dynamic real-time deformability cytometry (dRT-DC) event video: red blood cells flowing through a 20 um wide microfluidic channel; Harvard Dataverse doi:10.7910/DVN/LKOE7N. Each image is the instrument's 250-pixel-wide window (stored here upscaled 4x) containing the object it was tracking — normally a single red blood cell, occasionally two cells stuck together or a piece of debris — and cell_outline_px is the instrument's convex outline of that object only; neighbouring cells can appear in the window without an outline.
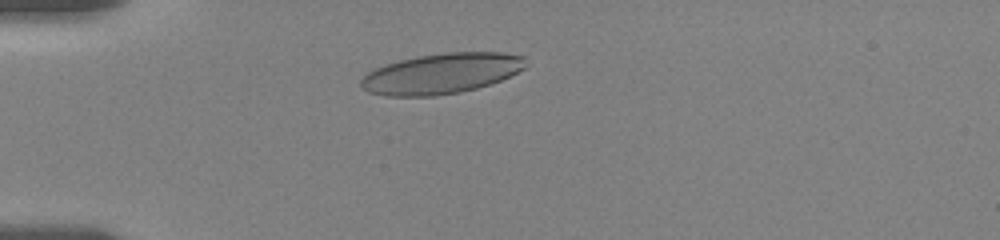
{"species": "human", "species_latin": "Homo sapiens", "temperature_condition": "room temperature", "stored_images_in_passage": 45, "camera_frame_rate_fps": 3000, "um_per_image_px": 0.085, "donor": {"sex": "female"}, "frame": {"image": 1, "passage_image": 9, "time_ms": 2.667, "image_size_px": [1000, 240], "cell_outline_px": [[524, 68], [500, 80], [476, 88], [460, 92], [436, 96], [384, 96], [368, 92], [360, 88], [360, 80], [368, 72], [376, 68], [400, 60], [420, 56], [448, 52], [500, 52], [524, 56]], "centroid_in_image_um": [37.47, 6.26], "position_along_channel_um": 47.5, "area_um2": 38.49}}
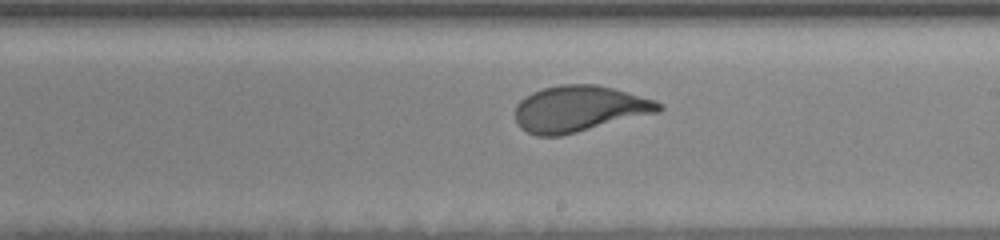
{"frame": {"image": 2, "passage_image": 28, "time_ms": 8.667, "image_size_px": [1000, 240], "cell_outline_px": [[664, 108], [660, 112], [560, 136], [536, 136], [520, 128], [516, 120], [516, 104], [520, 100], [532, 92], [544, 88], [560, 84], [596, 84], [612, 88], [656, 100], [664, 104]], "centroid_in_image_um": [49.26, 9.24], "position_along_channel_um": 239.7, "area_um2": 38.61}}
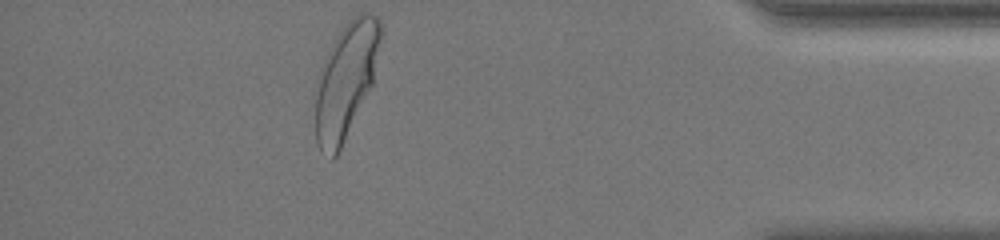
{"frame": {"image": 3, "passage_image": 45, "time_ms": 14.333, "image_size_px": [1000, 240], "cell_outline_px": [[380, 40], [372, 84], [336, 156], [332, 160], [320, 152], [316, 144], [312, 100], [316, 80], [320, 68], [336, 36], [360, 12], [372, 12], [380, 20]], "centroid_in_image_um": [29.31, 6.92], "position_along_channel_um": 405.9, "area_um2": 43.81}, "authors_computed_cell_mechanics": {"area_um2": 38.6104, "velocity_mm_per_s": 3.5909, "shape_relaxation_time_tau1_ms": 3.8188, "shape_relaxation_time_tau2_ms": null, "deformation_change_tau1": 0.1894, "deformation_change_tau2": null}}